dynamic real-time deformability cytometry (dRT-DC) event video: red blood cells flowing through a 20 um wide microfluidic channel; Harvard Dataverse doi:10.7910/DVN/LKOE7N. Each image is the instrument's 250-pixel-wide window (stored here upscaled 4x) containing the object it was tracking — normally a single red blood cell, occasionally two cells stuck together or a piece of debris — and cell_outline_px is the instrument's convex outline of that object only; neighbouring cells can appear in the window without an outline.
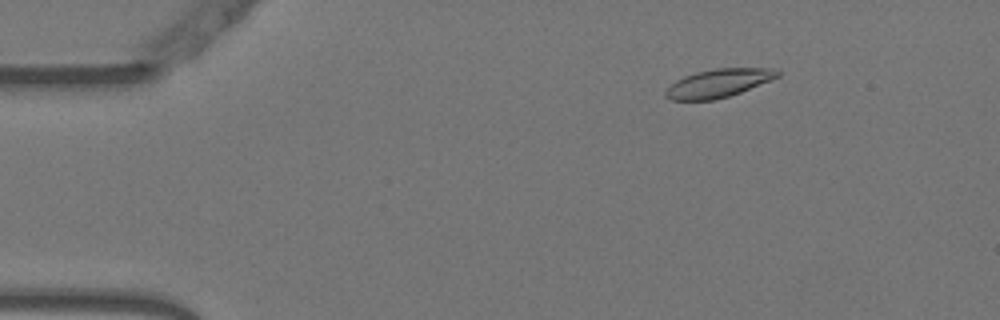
{"species": "Egyptian fruit bat (a non-hibernating species)", "species_latin": "Rousettus aegyptiacus", "temperature_condition": "warm", "stored_images_in_passage": 52, "camera_frame_rate_fps": 3000, "um_per_image_px": 0.085, "animal": {"sex": "female"}, "frame": {"image": 1, "passage_image": 6, "time_ms": 1.667, "image_size_px": [1000, 320], "cell_outline_px": [[780, 76], [772, 80], [740, 92], [728, 96], [712, 100], [672, 100], [664, 96], [664, 92], [676, 80], [684, 76], [696, 72], [716, 68], [772, 68], [780, 72]], "centroid_in_image_um": [61.07, 7.06], "position_along_channel_um": 23.9, "area_um2": 18.38}}
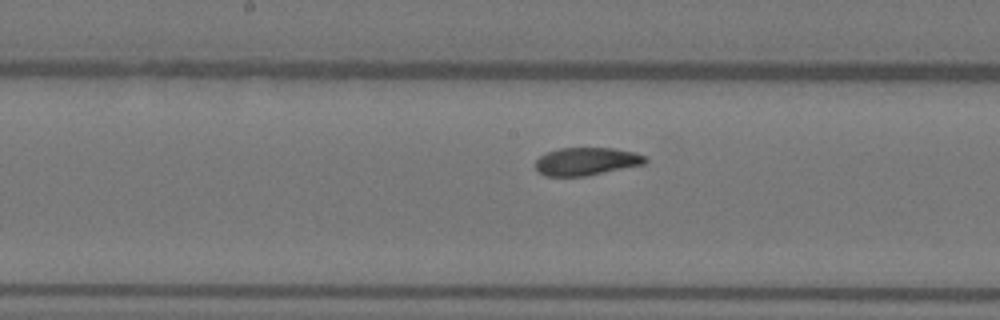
{"frame": {"image": 2, "passage_image": 26, "time_ms": 8.333, "image_size_px": [1000, 320], "cell_outline_px": [[648, 160], [644, 164], [584, 176], [544, 176], [536, 168], [536, 160], [540, 156], [548, 152], [560, 148], [612, 148], [636, 152], [644, 156]], "centroid_in_image_um": [49.85, 13.71], "position_along_channel_um": 198.4, "area_um2": 17.63}}
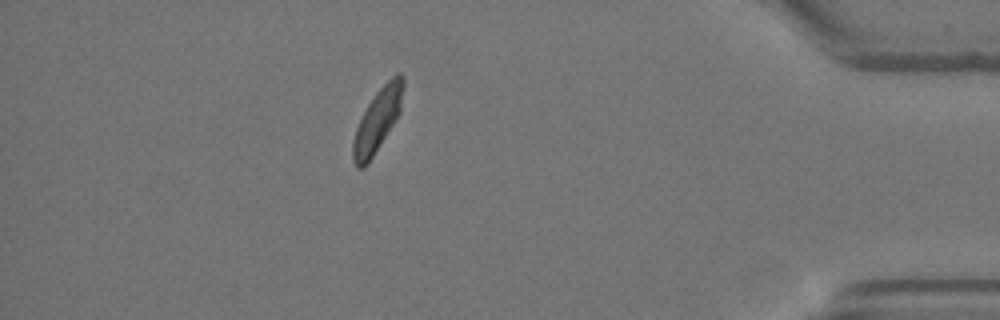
{"frame": {"image": 3, "passage_image": 46, "time_ms": 15.0, "image_size_px": [1000, 320], "cell_outline_px": [[404, 88], [400, 112], [372, 156], [364, 168], [356, 168], [352, 160], [352, 140], [356, 128], [368, 104], [376, 92], [396, 72], [400, 72], [404, 76]], "centroid_in_image_um": [32.08, 10.19], "position_along_channel_um": 403.1, "area_um2": 18.15}, "authors_computed_cell_mechanics": {"area_um2": 18.3804, "velocity_mm_per_s": 3.7493, "shape_relaxation_time_tau1_ms": 6.7983, "shape_relaxation_time_tau2_ms": 2.8282, "deformation_change_tau1": 0.191, "deformation_change_tau2": 0.0751}}